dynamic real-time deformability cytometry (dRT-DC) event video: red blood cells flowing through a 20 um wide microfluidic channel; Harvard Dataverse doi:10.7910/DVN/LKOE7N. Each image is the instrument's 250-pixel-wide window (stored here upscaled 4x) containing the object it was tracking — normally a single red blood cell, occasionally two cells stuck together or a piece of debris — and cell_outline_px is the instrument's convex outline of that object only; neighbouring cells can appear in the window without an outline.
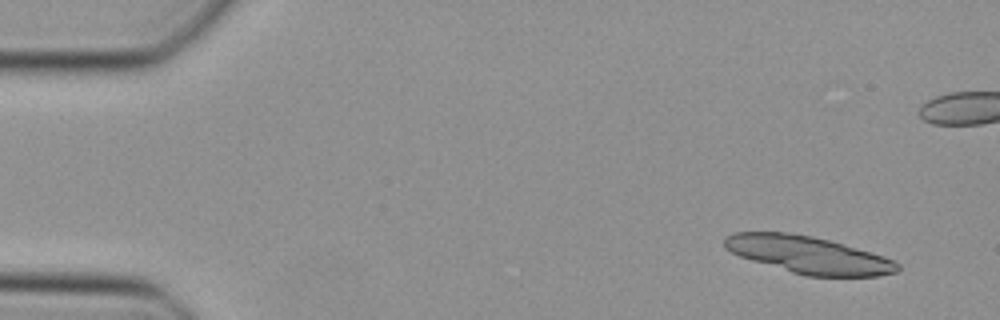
{"species": "Egyptian fruit bat (a non-hibernating species)", "species_latin": "Rousettus aegyptiacus", "temperature_condition": "cold", "stored_images_in_passage": 46, "segment_of_instrument_passage": [1, 2], "camera_frame_rate_fps": 3000, "um_per_image_px": 0.085, "animal": {"sex": "female"}, "frame": {"image": 1, "passage_image": 1, "time_ms": 0.0, "image_size_px": [1000, 320], "cell_outline_px": [[900, 268], [896, 272], [880, 276], [804, 276], [752, 260], [740, 256], [724, 248], [724, 240], [732, 232], [784, 232], [812, 236], [828, 240], [884, 256], [900, 264]], "centroid_in_image_um": [68.71, 21.66], "position_along_channel_um": 16.3, "area_um2": 37.17}}